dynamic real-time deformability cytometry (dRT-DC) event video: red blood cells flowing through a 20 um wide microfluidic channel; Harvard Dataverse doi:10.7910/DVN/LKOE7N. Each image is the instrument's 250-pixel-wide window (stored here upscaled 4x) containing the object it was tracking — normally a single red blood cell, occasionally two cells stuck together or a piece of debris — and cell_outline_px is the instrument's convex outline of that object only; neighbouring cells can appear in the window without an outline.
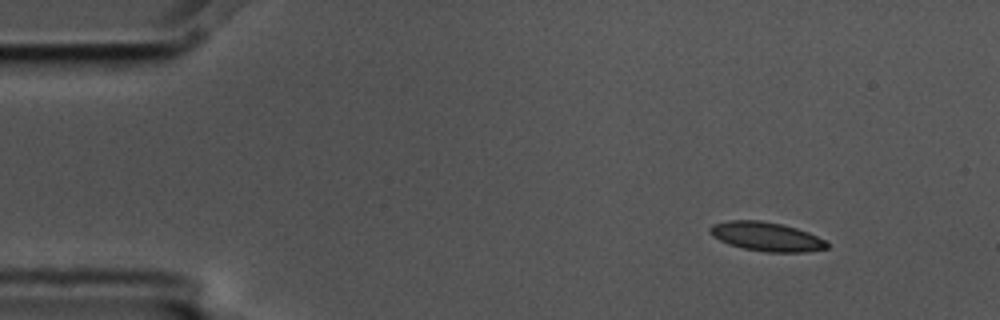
{"species": "common noctule bat (a hibernating species)", "species_latin": "Nyctalus noctula", "temperature_condition": "cold", "stored_images_in_passage": 51, "camera_frame_rate_fps": 3000, "um_per_image_px": 0.085, "animal": {"sex": "male", "body_mass_g": 17.5, "forearm_length_mm": 52.3}, "frame": {"image": 1, "passage_image": 1, "time_ms": 0.0, "image_size_px": [1000, 320], "cell_outline_px": [[828, 248], [808, 252], [768, 252], [744, 248], [728, 244], [712, 236], [708, 232], [708, 228], [712, 224], [728, 220], [760, 220], [780, 224], [796, 228], [808, 232], [824, 240], [828, 244]], "centroid_in_image_um": [65.11, 20.11], "position_along_channel_um": 19.9, "area_um2": 19.77}}
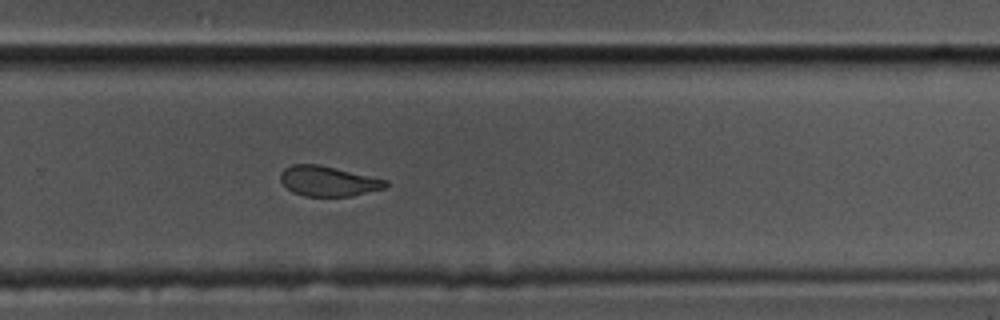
{"frame": {"image": 2, "passage_image": 32, "time_ms": 10.333, "image_size_px": [1000, 320], "cell_outline_px": [[388, 184], [384, 188], [352, 196], [304, 196], [292, 192], [280, 180], [280, 172], [284, 168], [292, 164], [320, 164], [388, 180]], "centroid_in_image_um": [27.88, 15.39], "position_along_channel_um": 301.9, "area_um2": 18.5}}
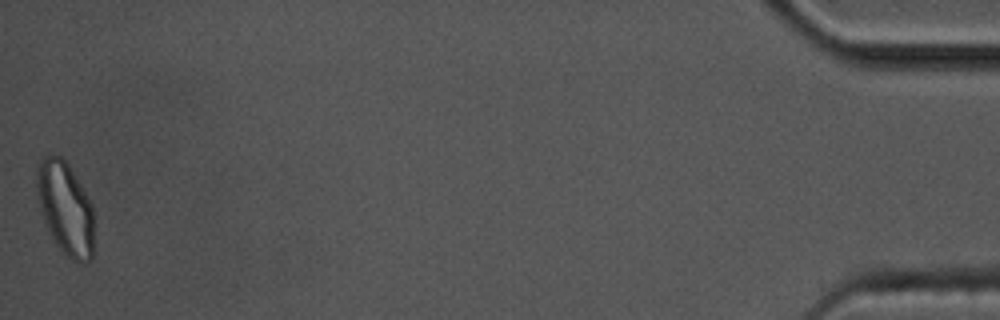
{"frame": {"image": 3, "passage_image": 51, "time_ms": 16.667, "image_size_px": [1000, 320], "cell_outline_px": [[92, 260], [88, 264], [80, 264], [72, 260], [52, 240], [48, 232], [36, 196], [36, 164], [40, 156], [48, 152], [60, 156], [68, 164], [88, 196], [92, 204]], "centroid_in_image_um": [5.51, 17.65], "position_along_channel_um": 429.7, "area_um2": 31.56}, "authors_computed_cell_mechanics": {"area_um2": 20.1144, "velocity_mm_per_s": 3.5401, "shape_relaxation_time_tau1_ms": 5.7586, "shape_relaxation_time_tau2_ms": 1.4828, "deformation_change_tau1": 0.1257, "deformation_change_tau2": 0.0594}}